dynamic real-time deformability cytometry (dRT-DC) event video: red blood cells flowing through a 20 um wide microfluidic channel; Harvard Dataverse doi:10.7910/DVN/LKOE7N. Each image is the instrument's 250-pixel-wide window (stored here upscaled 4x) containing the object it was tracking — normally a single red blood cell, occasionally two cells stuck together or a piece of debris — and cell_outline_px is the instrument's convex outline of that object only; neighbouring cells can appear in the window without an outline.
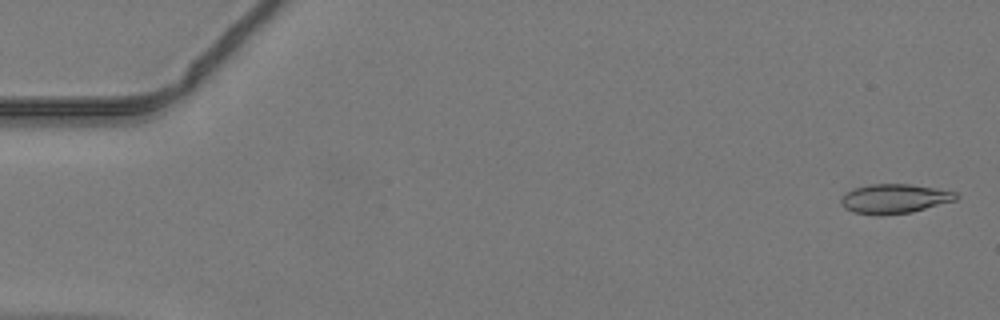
{"species": "common noctule bat (a hibernating species)", "species_latin": "Nyctalus noctula", "temperature_condition": "warm", "stored_images_in_passage": 48, "camera_frame_rate_fps": 3000, "um_per_image_px": 0.085, "animal": {"sex": "male", "body_mass_g": 19.2, "forearm_length_mm": 51.8}, "frame": {"image": 1, "passage_image": 2, "time_ms": 0.333, "image_size_px": [1000, 320], "cell_outline_px": [[960, 196], [956, 200], [912, 212], [876, 216], [852, 212], [844, 208], [840, 204], [840, 196], [844, 192], [852, 188], [868, 184], [908, 184], [936, 188], [956, 192]], "centroid_in_image_um": [75.96, 16.89], "position_along_channel_um": 9.0, "area_um2": 20.11}}
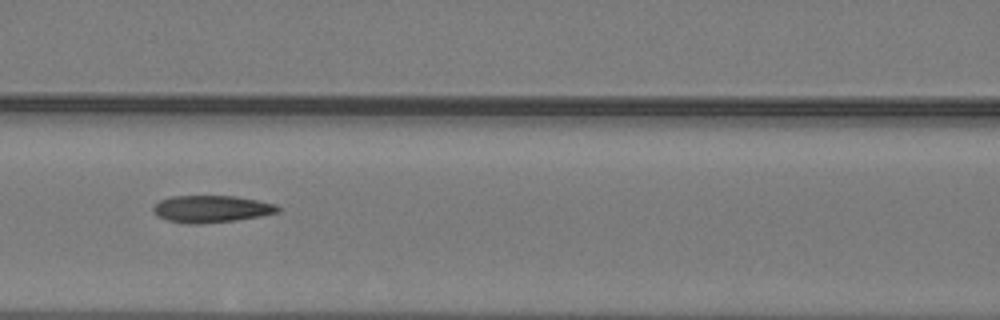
{"frame": {"image": 2, "passage_image": 22, "time_ms": 7.0, "image_size_px": [1000, 320], "cell_outline_px": [[280, 212], [260, 216], [236, 220], [200, 224], [196, 224], [168, 220], [156, 216], [152, 212], [152, 208], [160, 200], [172, 196], [236, 196], [276, 204], [280, 208]], "centroid_in_image_um": [17.97, 17.76], "position_along_channel_um": 148.6, "area_um2": 19.59}}
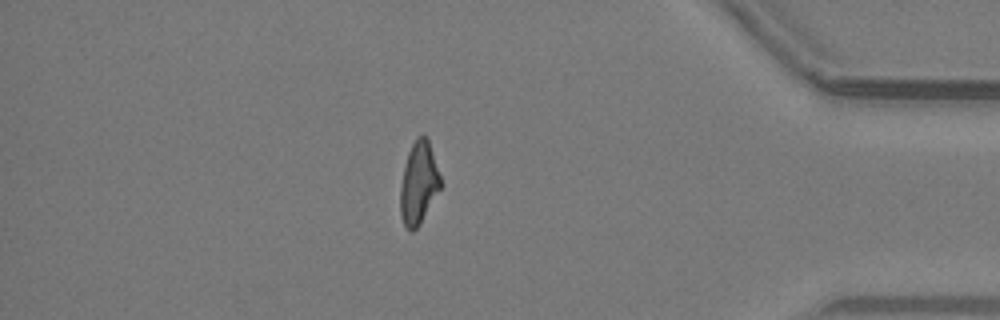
{"frame": {"image": 3, "passage_image": 42, "time_ms": 13.667, "image_size_px": [1000, 320], "cell_outline_px": [[444, 184], [420, 224], [412, 232], [404, 224], [400, 216], [400, 184], [404, 164], [408, 152], [416, 136], [428, 136]], "centroid_in_image_um": [35.62, 15.53], "position_along_channel_um": 399.6, "area_um2": 19.88}}